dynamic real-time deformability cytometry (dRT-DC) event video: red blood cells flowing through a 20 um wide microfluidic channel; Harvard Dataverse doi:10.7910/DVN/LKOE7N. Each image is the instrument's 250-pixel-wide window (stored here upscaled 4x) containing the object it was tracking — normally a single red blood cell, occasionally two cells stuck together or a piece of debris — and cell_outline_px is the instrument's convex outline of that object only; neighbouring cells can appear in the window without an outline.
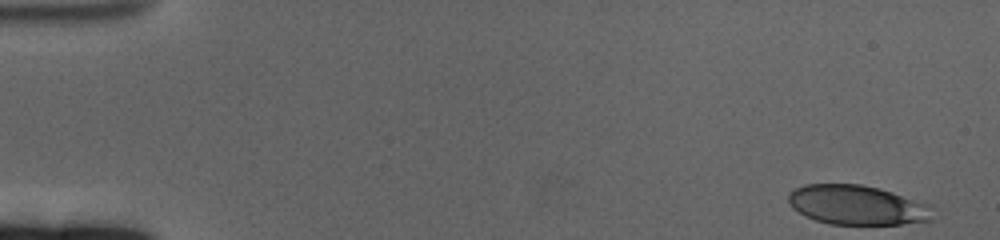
{"species": "human", "species_latin": "Homo sapiens", "temperature_condition": "cold", "stored_images_in_passage": 60, "camera_frame_rate_fps": 3000, "um_per_image_px": 0.085, "donor": {"sex": "female"}, "frame": {"image": 1, "passage_image": 1, "time_ms": 0.0, "image_size_px": [1000, 240], "cell_outline_px": [[932, 220], [900, 224], [832, 224], [816, 220], [804, 216], [792, 208], [788, 200], [788, 192], [804, 184], [860, 184], [880, 188], [932, 204]], "centroid_in_image_um": [72.86, 17.42], "position_along_channel_um": 12.1, "area_um2": 33.52}}
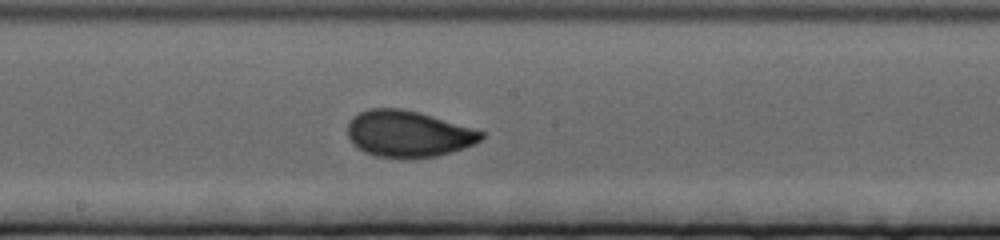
{"frame": {"image": 2, "passage_image": 32, "time_ms": 10.333, "image_size_px": [1000, 240], "cell_outline_px": [[484, 136], [480, 140], [464, 148], [452, 152], [436, 156], [376, 156], [364, 152], [352, 144], [348, 136], [348, 124], [352, 116], [368, 108], [400, 108], [416, 112], [484, 132]], "centroid_in_image_um": [34.63, 11.36], "position_along_channel_um": 213.6, "area_um2": 35.26}}
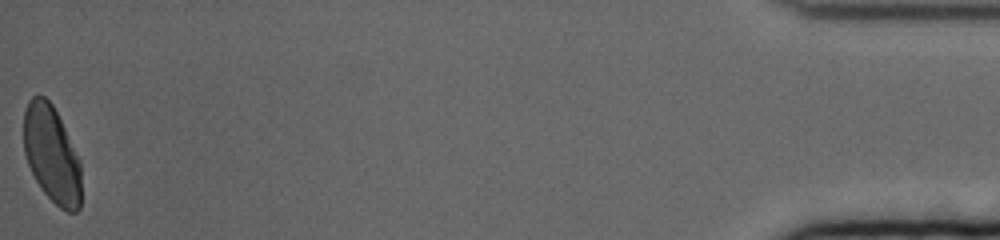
{"frame": {"image": 3, "passage_image": 60, "time_ms": 19.667, "image_size_px": [1000, 240], "cell_outline_px": [[80, 208], [76, 212], [68, 212], [60, 208], [44, 192], [36, 180], [28, 164], [24, 152], [24, 108], [28, 100], [32, 96], [44, 96], [52, 104], [80, 160]], "centroid_in_image_um": [4.38, 13.12], "position_along_channel_um": 430.8, "area_um2": 32.19}, "authors_computed_cell_mechanics": {"area_um2": 34.8534, "velocity_mm_per_s": 3.2862, "shape_relaxation_time_tau1_ms": 3.9585, "shape_relaxation_time_tau2_ms": null, "deformation_change_tau1": 0.1483, "deformation_change_tau2": null}}